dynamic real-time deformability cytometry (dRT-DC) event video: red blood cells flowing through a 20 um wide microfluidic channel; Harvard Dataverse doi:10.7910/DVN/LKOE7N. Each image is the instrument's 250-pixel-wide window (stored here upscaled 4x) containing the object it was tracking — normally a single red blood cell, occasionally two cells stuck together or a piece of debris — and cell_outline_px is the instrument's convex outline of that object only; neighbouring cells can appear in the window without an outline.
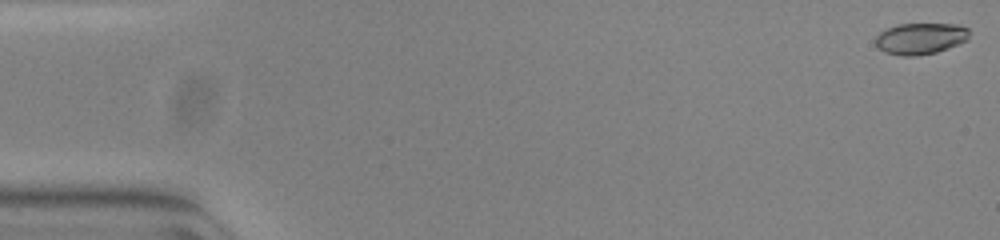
{"species": "common noctule bat (a hibernating species)", "species_latin": "Nyctalus noctula", "temperature_condition": "warm", "stored_images_in_passage": 54, "camera_frame_rate_fps": 3000, "um_per_image_px": 0.085, "animal": {"sex": "female", "body_mass_g": 23.0, "forearm_length_mm": 53.4}, "frame": {"image": 1, "passage_image": 1, "time_ms": 0.0, "image_size_px": [1000, 240], "cell_outline_px": [[968, 40], [948, 48], [936, 52], [916, 56], [900, 56], [884, 52], [876, 44], [876, 36], [880, 32], [888, 28], [900, 24], [956, 24], [968, 28]], "centroid_in_image_um": [78.24, 3.28], "position_along_channel_um": 6.8, "area_um2": 17.05}}
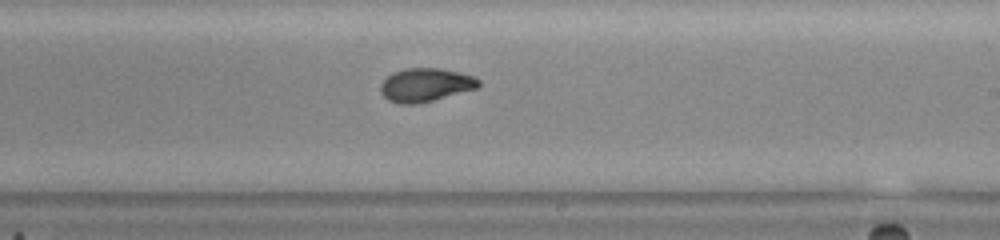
{"frame": {"image": 2, "passage_image": 32, "time_ms": 10.333, "image_size_px": [1000, 240], "cell_outline_px": [[480, 84], [476, 88], [432, 100], [416, 104], [400, 104], [388, 100], [380, 92], [380, 84], [392, 72], [404, 68], [440, 68], [460, 72], [472, 76], [480, 80]], "centroid_in_image_um": [36.13, 7.21], "position_along_channel_um": 252.9, "area_um2": 19.02}}
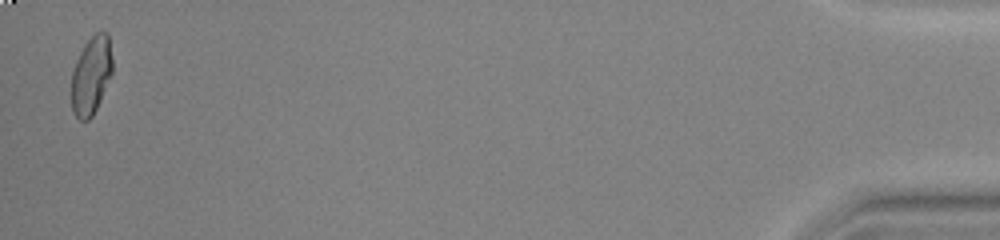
{"frame": {"image": 3, "passage_image": 53, "time_ms": 17.333, "image_size_px": [1000, 240], "cell_outline_px": [[112, 72], [100, 100], [92, 116], [88, 120], [80, 120], [72, 112], [72, 72], [76, 60], [84, 44], [96, 32], [108, 32], [112, 60]], "centroid_in_image_um": [7.75, 6.39], "position_along_channel_um": 427.5, "area_um2": 18.44}, "authors_computed_cell_mechanics": {"area_um2": 18.785, "velocity_mm_per_s": 3.8587, "shape_relaxation_time_tau1_ms": 8.8598, "shape_relaxation_time_tau2_ms": 1.3342, "deformation_change_tau1": 0.2558, "deformation_change_tau2": 0.0503}}